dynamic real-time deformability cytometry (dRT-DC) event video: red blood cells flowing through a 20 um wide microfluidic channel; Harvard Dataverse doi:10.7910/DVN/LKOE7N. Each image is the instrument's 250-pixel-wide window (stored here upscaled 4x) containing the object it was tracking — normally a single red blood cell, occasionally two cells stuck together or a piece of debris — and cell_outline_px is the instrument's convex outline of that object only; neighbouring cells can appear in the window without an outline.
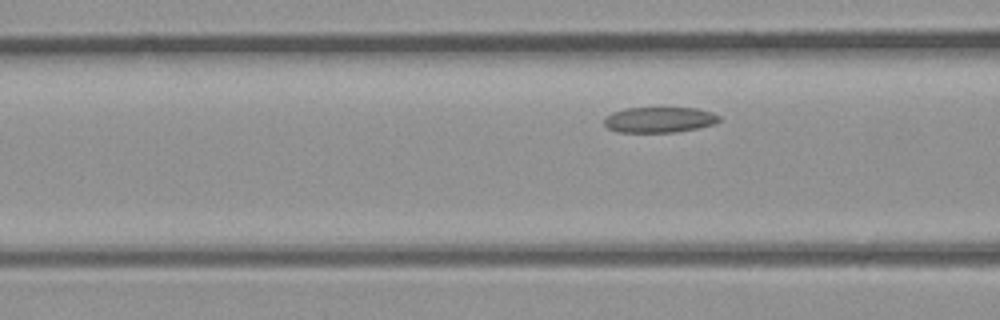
{"species": "common noctule bat (a hibernating species)", "species_latin": "Nyctalus noctula", "temperature_condition": "room temperature", "stored_images_in_passage": 3, "camera_frame_rate_fps": 3000, "um_per_image_px": 0.085, "animal": {"sex": "male", "body_mass_g": 23.1, "forearm_length_mm": 52.7}, "frame": {"image": 1, "passage_image": 3, "time_ms": 0.667, "image_size_px": [1000, 320], "cell_outline_px": [[720, 120], [716, 124], [676, 132], [616, 132], [608, 128], [604, 124], [604, 116], [612, 112], [624, 108], [696, 108], [712, 112], [720, 116]], "centroid_in_image_um": [56.02, 10.17], "position_along_channel_um": 110.6, "area_um2": 17.28}}